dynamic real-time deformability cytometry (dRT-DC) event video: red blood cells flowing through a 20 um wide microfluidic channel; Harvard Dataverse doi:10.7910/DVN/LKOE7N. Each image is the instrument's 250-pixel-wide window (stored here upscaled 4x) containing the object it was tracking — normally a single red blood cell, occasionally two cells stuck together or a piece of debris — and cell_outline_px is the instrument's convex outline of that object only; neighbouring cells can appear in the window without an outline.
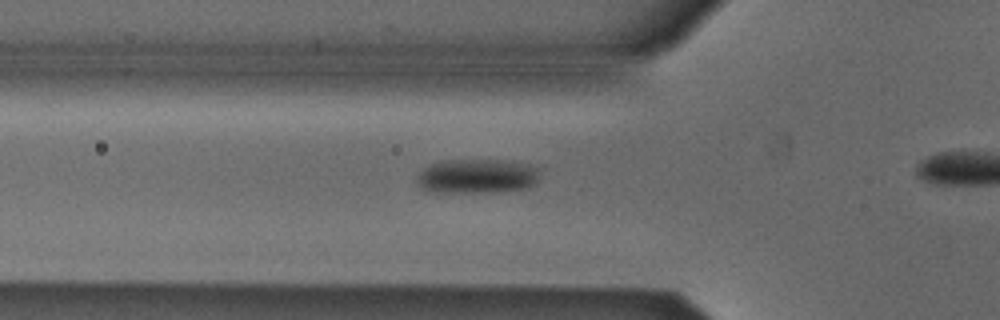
{"species": "Egyptian fruit bat (a non-hibernating species)", "species_latin": "Rousettus aegyptiacus", "temperature_condition": "cold", "stored_images_in_passage": 38, "camera_frame_rate_fps": 3000, "um_per_image_px": 0.085, "animal": {"sex": "male"}, "frame": {"image": 1, "passage_image": 14, "time_ms": 4.333, "image_size_px": [1000, 320], "cell_outline_px": [[540, 176], [536, 184], [528, 188], [484, 192], [428, 192], [420, 188], [416, 180], [416, 176], [424, 168], [440, 160], [512, 160], [528, 164], [540, 168]], "centroid_in_image_um": [40.57, 14.96], "position_along_channel_um": 85.2, "area_um2": 25.09}}
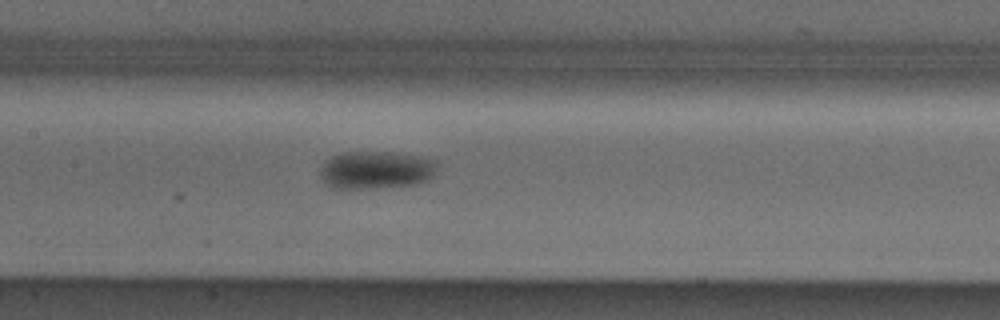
{"frame": {"image": 2, "passage_image": 21, "time_ms": 6.667, "image_size_px": [1000, 320], "cell_outline_px": [[436, 164], [432, 176], [428, 180], [412, 184], [360, 188], [332, 188], [320, 176], [320, 168], [332, 156], [344, 152], [388, 152], [436, 160]], "centroid_in_image_um": [31.91, 14.44], "position_along_channel_um": 175.5, "area_um2": 24.97}}
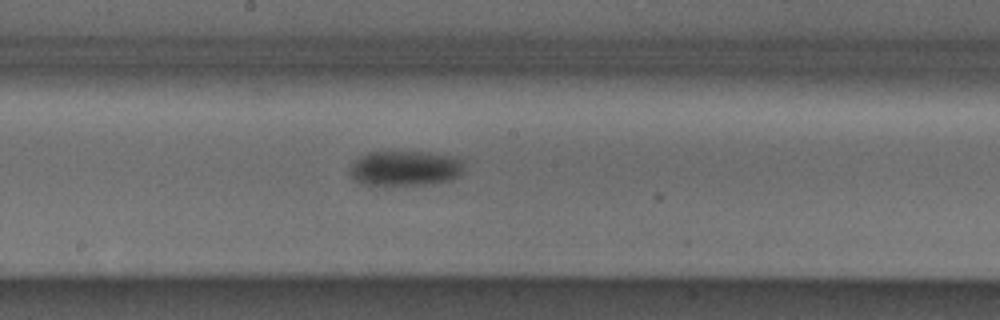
{"frame": {"image": 3, "passage_image": 24, "time_ms": 7.667, "image_size_px": [1000, 320], "cell_outline_px": [[464, 168], [460, 176], [452, 180], [428, 184], [384, 188], [360, 184], [352, 180], [348, 172], [348, 168], [360, 156], [368, 152], [428, 152], [464, 156]], "centroid_in_image_um": [34.44, 14.34], "position_along_channel_um": 213.8, "area_um2": 24.91}}